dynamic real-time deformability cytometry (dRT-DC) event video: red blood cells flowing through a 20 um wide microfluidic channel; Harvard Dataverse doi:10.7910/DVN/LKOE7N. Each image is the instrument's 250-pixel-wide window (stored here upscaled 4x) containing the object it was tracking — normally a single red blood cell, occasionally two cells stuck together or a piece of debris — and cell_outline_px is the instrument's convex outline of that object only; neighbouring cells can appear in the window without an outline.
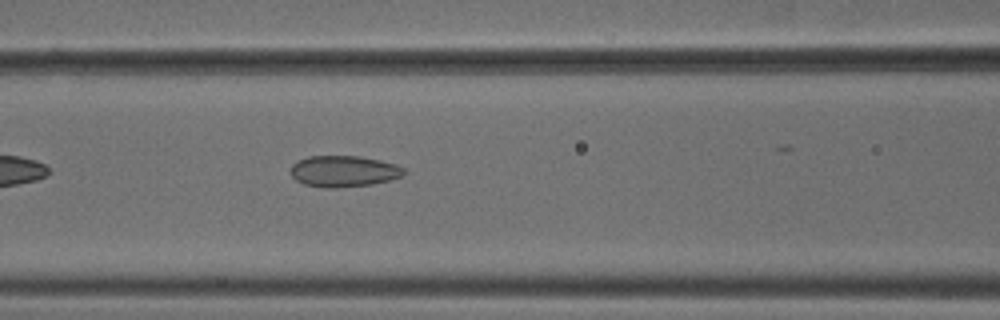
{"species": "common noctule bat (a hibernating species)", "species_latin": "Nyctalus noctula", "temperature_condition": "cold", "stored_images_in_passage": 27, "camera_frame_rate_fps": 3000, "um_per_image_px": 0.085, "animal": {"sex": "male", "body_mass_g": 18.8}, "frame": {"image": 1, "passage_image": 7, "time_ms": 2.0, "image_size_px": [1000, 320], "cell_outline_px": [[404, 172], [400, 176], [388, 180], [372, 184], [336, 188], [324, 188], [304, 184], [296, 180], [292, 176], [292, 164], [308, 156], [360, 156], [380, 160], [396, 164], [404, 168]], "centroid_in_image_um": [29.2, 14.55], "position_along_channel_um": 137.4, "area_um2": 20.46}}
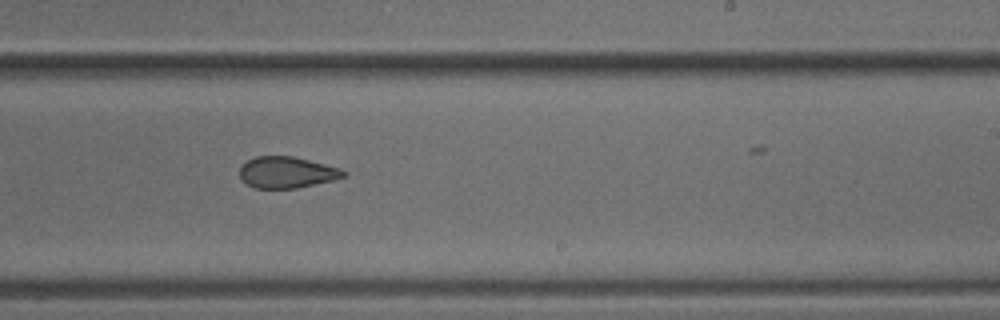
{"frame": {"image": 2, "passage_image": 17, "time_ms": 5.333, "image_size_px": [1000, 320], "cell_outline_px": [[348, 176], [332, 180], [296, 188], [256, 188], [240, 180], [240, 164], [256, 156], [292, 156], [340, 168], [348, 172]], "centroid_in_image_um": [24.37, 14.65], "position_along_channel_um": 264.6, "area_um2": 18.96}}
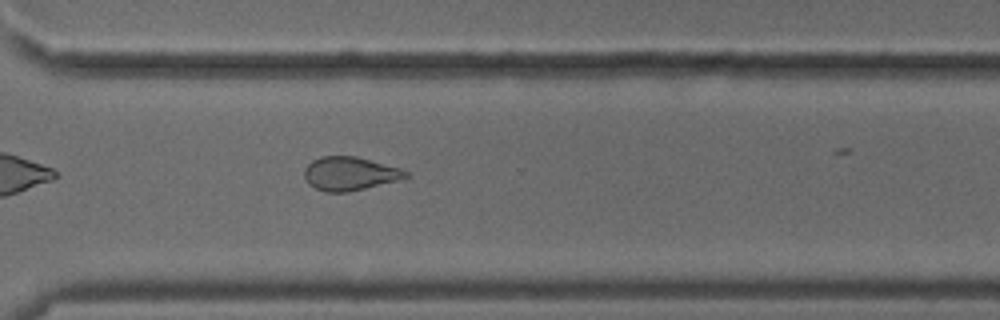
{"frame": {"image": 3, "passage_image": 23, "time_ms": 7.333, "image_size_px": [1000, 320], "cell_outline_px": [[408, 176], [400, 180], [348, 192], [324, 192], [308, 184], [304, 176], [304, 168], [312, 160], [320, 156], [356, 156], [400, 168], [408, 172]], "centroid_in_image_um": [29.71, 14.76], "position_along_channel_um": 340.9, "area_um2": 19.88}}